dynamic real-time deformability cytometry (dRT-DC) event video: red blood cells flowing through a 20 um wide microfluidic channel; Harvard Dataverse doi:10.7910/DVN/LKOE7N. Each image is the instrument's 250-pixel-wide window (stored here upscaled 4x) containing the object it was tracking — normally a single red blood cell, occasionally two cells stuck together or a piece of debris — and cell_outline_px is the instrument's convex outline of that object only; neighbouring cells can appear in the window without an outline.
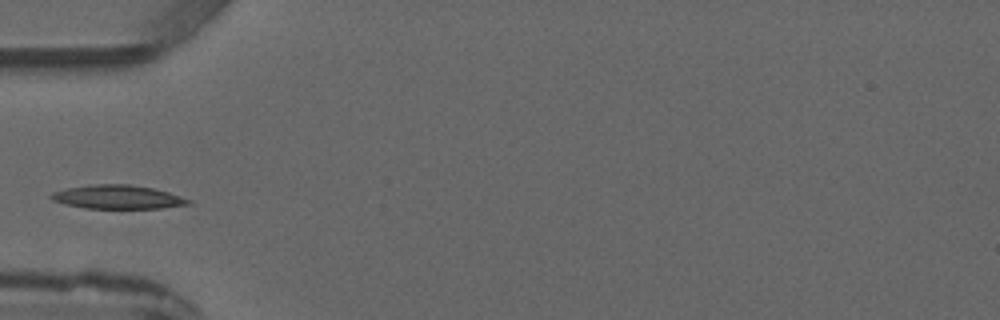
{"species": "common noctule bat (a hibernating species)", "species_latin": "Nyctalus noctula", "temperature_condition": "warm", "stored_images_in_passage": 2, "camera_frame_rate_fps": 3000, "um_per_image_px": 0.085, "animal": {"sex": "male", "forearm_length_mm": 52.5}, "frame": {"image": 1, "passage_image": 2, "time_ms": 2.333, "image_size_px": [1000, 320], "cell_outline_px": [[192, 200], [188, 204], [160, 208], [84, 208], [52, 200], [48, 196], [52, 192], [68, 188], [92, 184], [128, 184], [152, 188], [168, 192]], "centroid_in_image_um": [9.98, 16.74], "position_along_channel_um": 75.0, "area_um2": 18.73}}